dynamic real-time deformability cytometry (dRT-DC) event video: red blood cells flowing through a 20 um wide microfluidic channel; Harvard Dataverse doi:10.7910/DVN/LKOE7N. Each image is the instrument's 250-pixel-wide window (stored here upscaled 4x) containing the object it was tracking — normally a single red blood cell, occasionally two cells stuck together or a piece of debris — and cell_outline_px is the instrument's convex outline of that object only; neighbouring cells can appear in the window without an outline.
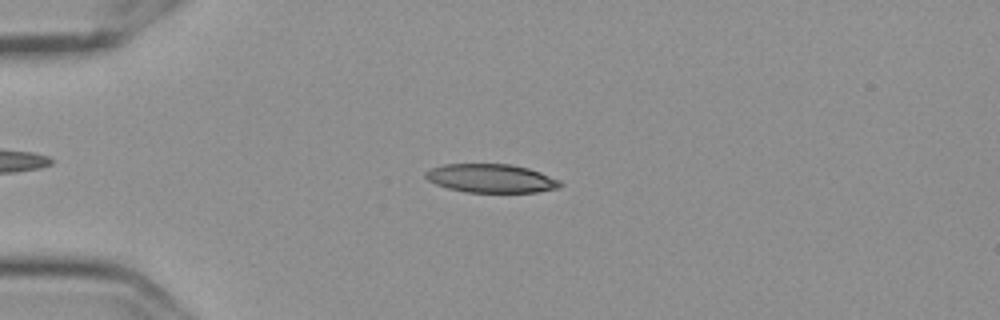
{"species": "Egyptian fruit bat (a non-hibernating species)", "species_latin": "Rousettus aegyptiacus", "temperature_condition": "cold", "stored_images_in_passage": 45, "camera_frame_rate_fps": 3000, "um_per_image_px": 0.085, "frame": {"image": 1, "passage_image": 3, "time_ms": 0.667, "image_size_px": [1000, 320], "cell_outline_px": [[564, 184], [560, 188], [536, 192], [464, 192], [448, 188], [436, 184], [428, 180], [424, 176], [424, 172], [432, 168], [444, 164], [512, 164], [528, 168], [540, 172], [560, 180]], "centroid_in_image_um": [41.76, 15.16], "position_along_channel_um": 43.2, "area_um2": 22.54}}
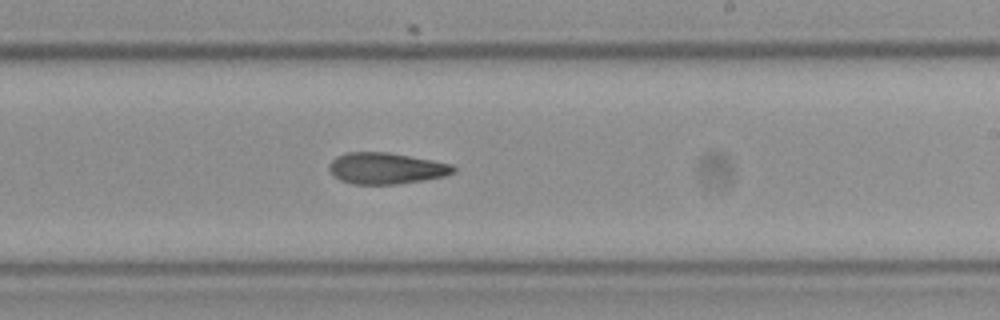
{"frame": {"image": 2, "passage_image": 23, "time_ms": 7.333, "image_size_px": [1000, 320], "cell_outline_px": [[456, 172], [444, 176], [424, 180], [396, 184], [352, 184], [340, 180], [328, 168], [328, 164], [336, 156], [348, 152], [388, 152], [432, 160], [452, 164], [456, 168]], "centroid_in_image_um": [32.83, 14.3], "position_along_channel_um": 256.2, "area_um2": 22.66}}
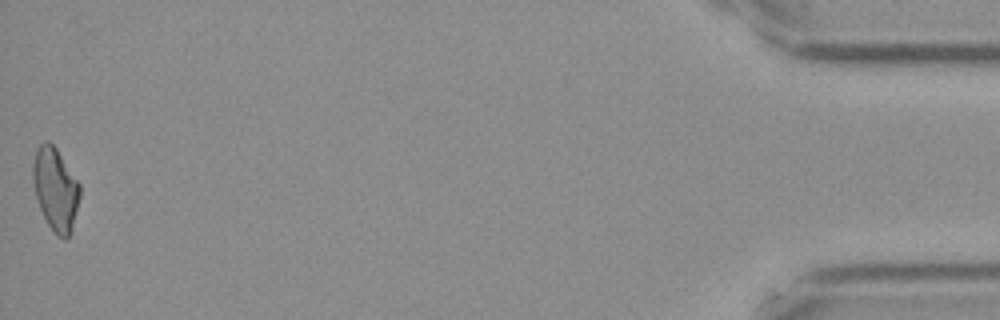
{"frame": {"image": 3, "passage_image": 45, "time_ms": 14.667, "image_size_px": [1000, 320], "cell_outline_px": [[80, 196], [72, 228], [68, 236], [64, 240], [56, 236], [48, 224], [40, 208], [36, 196], [32, 176], [32, 164], [36, 148], [44, 140], [48, 140], [56, 148], [80, 184]], "centroid_in_image_um": [4.7, 16.06], "position_along_channel_um": 430.5, "area_um2": 22.6}, "authors_computed_cell_mechanics": {"area_um2": 22.9466, "velocity_mm_per_s": 3.6102, "shape_relaxation_time_tau1_ms": null, "shape_relaxation_time_tau2_ms": 8.1465, "deformation_change_tau1": null, "deformation_change_tau2": 0.1836}}